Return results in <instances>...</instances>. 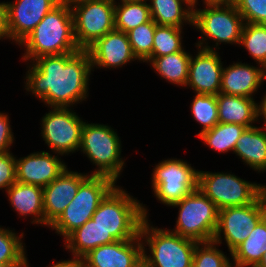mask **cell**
Here are the masks:
<instances>
[{
    "label": "cell",
    "instance_id": "d6a6232c",
    "mask_svg": "<svg viewBox=\"0 0 266 267\" xmlns=\"http://www.w3.org/2000/svg\"><path fill=\"white\" fill-rule=\"evenodd\" d=\"M182 30L174 26L157 25L154 32L152 57H162L182 51Z\"/></svg>",
    "mask_w": 266,
    "mask_h": 267
},
{
    "label": "cell",
    "instance_id": "836d02e7",
    "mask_svg": "<svg viewBox=\"0 0 266 267\" xmlns=\"http://www.w3.org/2000/svg\"><path fill=\"white\" fill-rule=\"evenodd\" d=\"M156 23L153 20L140 24L126 34L132 52L138 61L147 62L152 57V47Z\"/></svg>",
    "mask_w": 266,
    "mask_h": 267
},
{
    "label": "cell",
    "instance_id": "4316f807",
    "mask_svg": "<svg viewBox=\"0 0 266 267\" xmlns=\"http://www.w3.org/2000/svg\"><path fill=\"white\" fill-rule=\"evenodd\" d=\"M266 250V215L257 223L246 240L232 252L233 264L245 267H255Z\"/></svg>",
    "mask_w": 266,
    "mask_h": 267
},
{
    "label": "cell",
    "instance_id": "ac0fdd59",
    "mask_svg": "<svg viewBox=\"0 0 266 267\" xmlns=\"http://www.w3.org/2000/svg\"><path fill=\"white\" fill-rule=\"evenodd\" d=\"M89 267H138L143 263V246L140 236L104 244L83 256Z\"/></svg>",
    "mask_w": 266,
    "mask_h": 267
},
{
    "label": "cell",
    "instance_id": "603a6c76",
    "mask_svg": "<svg viewBox=\"0 0 266 267\" xmlns=\"http://www.w3.org/2000/svg\"><path fill=\"white\" fill-rule=\"evenodd\" d=\"M245 165L258 173L266 171V132L261 127L245 128L233 151Z\"/></svg>",
    "mask_w": 266,
    "mask_h": 267
},
{
    "label": "cell",
    "instance_id": "7c38bea8",
    "mask_svg": "<svg viewBox=\"0 0 266 267\" xmlns=\"http://www.w3.org/2000/svg\"><path fill=\"white\" fill-rule=\"evenodd\" d=\"M41 119V136L55 154L79 151L84 122L70 107H50Z\"/></svg>",
    "mask_w": 266,
    "mask_h": 267
},
{
    "label": "cell",
    "instance_id": "b9f144b4",
    "mask_svg": "<svg viewBox=\"0 0 266 267\" xmlns=\"http://www.w3.org/2000/svg\"><path fill=\"white\" fill-rule=\"evenodd\" d=\"M203 1V5L205 4H232L235 3L236 0H202ZM198 5V0H196L193 3V6Z\"/></svg>",
    "mask_w": 266,
    "mask_h": 267
},
{
    "label": "cell",
    "instance_id": "7a4b0ae2",
    "mask_svg": "<svg viewBox=\"0 0 266 267\" xmlns=\"http://www.w3.org/2000/svg\"><path fill=\"white\" fill-rule=\"evenodd\" d=\"M19 46L25 48L22 60L27 62V65L44 55L80 51L74 37L71 7L59 3L45 15Z\"/></svg>",
    "mask_w": 266,
    "mask_h": 267
},
{
    "label": "cell",
    "instance_id": "74e56055",
    "mask_svg": "<svg viewBox=\"0 0 266 267\" xmlns=\"http://www.w3.org/2000/svg\"><path fill=\"white\" fill-rule=\"evenodd\" d=\"M9 116L0 112V154L10 152V148L15 140L13 137Z\"/></svg>",
    "mask_w": 266,
    "mask_h": 267
},
{
    "label": "cell",
    "instance_id": "e575fe53",
    "mask_svg": "<svg viewBox=\"0 0 266 267\" xmlns=\"http://www.w3.org/2000/svg\"><path fill=\"white\" fill-rule=\"evenodd\" d=\"M214 241L196 244L192 267H229L232 261L217 247Z\"/></svg>",
    "mask_w": 266,
    "mask_h": 267
},
{
    "label": "cell",
    "instance_id": "e0dca14e",
    "mask_svg": "<svg viewBox=\"0 0 266 267\" xmlns=\"http://www.w3.org/2000/svg\"><path fill=\"white\" fill-rule=\"evenodd\" d=\"M68 168L54 181L43 188L45 226L50 227L76 196L80 184L89 176Z\"/></svg>",
    "mask_w": 266,
    "mask_h": 267
},
{
    "label": "cell",
    "instance_id": "cb8c5ba5",
    "mask_svg": "<svg viewBox=\"0 0 266 267\" xmlns=\"http://www.w3.org/2000/svg\"><path fill=\"white\" fill-rule=\"evenodd\" d=\"M149 2L152 20L157 25L183 28L187 23L193 26L194 6L189 0H150Z\"/></svg>",
    "mask_w": 266,
    "mask_h": 267
},
{
    "label": "cell",
    "instance_id": "4fadbf2b",
    "mask_svg": "<svg viewBox=\"0 0 266 267\" xmlns=\"http://www.w3.org/2000/svg\"><path fill=\"white\" fill-rule=\"evenodd\" d=\"M265 215L266 204L262 196L245 206L222 208L219 210L218 226L213 241L220 245L224 239L231 255Z\"/></svg>",
    "mask_w": 266,
    "mask_h": 267
},
{
    "label": "cell",
    "instance_id": "2e32d148",
    "mask_svg": "<svg viewBox=\"0 0 266 267\" xmlns=\"http://www.w3.org/2000/svg\"><path fill=\"white\" fill-rule=\"evenodd\" d=\"M58 155L37 151L16 158V181L46 187L67 169L66 163Z\"/></svg>",
    "mask_w": 266,
    "mask_h": 267
},
{
    "label": "cell",
    "instance_id": "d6986e66",
    "mask_svg": "<svg viewBox=\"0 0 266 267\" xmlns=\"http://www.w3.org/2000/svg\"><path fill=\"white\" fill-rule=\"evenodd\" d=\"M87 51L90 54L92 71L93 68H121L137 60L127 34L116 29L98 39Z\"/></svg>",
    "mask_w": 266,
    "mask_h": 267
},
{
    "label": "cell",
    "instance_id": "277c9868",
    "mask_svg": "<svg viewBox=\"0 0 266 267\" xmlns=\"http://www.w3.org/2000/svg\"><path fill=\"white\" fill-rule=\"evenodd\" d=\"M148 219H143L139 232L143 246V263L147 267H192L198 242L184 238L171 229L153 227ZM147 246L151 254L147 253Z\"/></svg>",
    "mask_w": 266,
    "mask_h": 267
},
{
    "label": "cell",
    "instance_id": "f6af8a7d",
    "mask_svg": "<svg viewBox=\"0 0 266 267\" xmlns=\"http://www.w3.org/2000/svg\"><path fill=\"white\" fill-rule=\"evenodd\" d=\"M0 267H27V264H0Z\"/></svg>",
    "mask_w": 266,
    "mask_h": 267
},
{
    "label": "cell",
    "instance_id": "c3c4849f",
    "mask_svg": "<svg viewBox=\"0 0 266 267\" xmlns=\"http://www.w3.org/2000/svg\"><path fill=\"white\" fill-rule=\"evenodd\" d=\"M261 25L266 27V19L261 23Z\"/></svg>",
    "mask_w": 266,
    "mask_h": 267
},
{
    "label": "cell",
    "instance_id": "9c48e42d",
    "mask_svg": "<svg viewBox=\"0 0 266 267\" xmlns=\"http://www.w3.org/2000/svg\"><path fill=\"white\" fill-rule=\"evenodd\" d=\"M198 171V189L220 210L245 206L261 196V184L243 180L235 174Z\"/></svg>",
    "mask_w": 266,
    "mask_h": 267
},
{
    "label": "cell",
    "instance_id": "8992f818",
    "mask_svg": "<svg viewBox=\"0 0 266 267\" xmlns=\"http://www.w3.org/2000/svg\"><path fill=\"white\" fill-rule=\"evenodd\" d=\"M244 21L234 3L205 4L204 9L193 8V26L201 32L196 47L216 51L221 44L235 45L240 42ZM215 45L209 46L207 40ZM216 46V47H215Z\"/></svg>",
    "mask_w": 266,
    "mask_h": 267
},
{
    "label": "cell",
    "instance_id": "44dd1931",
    "mask_svg": "<svg viewBox=\"0 0 266 267\" xmlns=\"http://www.w3.org/2000/svg\"><path fill=\"white\" fill-rule=\"evenodd\" d=\"M12 208L19 216L31 217V224L45 226L43 210V188L36 185L15 182L6 191Z\"/></svg>",
    "mask_w": 266,
    "mask_h": 267
},
{
    "label": "cell",
    "instance_id": "9a60e30c",
    "mask_svg": "<svg viewBox=\"0 0 266 267\" xmlns=\"http://www.w3.org/2000/svg\"><path fill=\"white\" fill-rule=\"evenodd\" d=\"M198 52L189 63L188 80L185 87H190L196 94L218 95L221 88L223 62L218 50L196 47Z\"/></svg>",
    "mask_w": 266,
    "mask_h": 267
},
{
    "label": "cell",
    "instance_id": "83f0119b",
    "mask_svg": "<svg viewBox=\"0 0 266 267\" xmlns=\"http://www.w3.org/2000/svg\"><path fill=\"white\" fill-rule=\"evenodd\" d=\"M148 0H115V29L127 33L135 27L152 20ZM118 3V5H117Z\"/></svg>",
    "mask_w": 266,
    "mask_h": 267
},
{
    "label": "cell",
    "instance_id": "5bb4252c",
    "mask_svg": "<svg viewBox=\"0 0 266 267\" xmlns=\"http://www.w3.org/2000/svg\"><path fill=\"white\" fill-rule=\"evenodd\" d=\"M59 4L58 0H15L4 2L9 40L19 45L39 22Z\"/></svg>",
    "mask_w": 266,
    "mask_h": 267
},
{
    "label": "cell",
    "instance_id": "ab89813d",
    "mask_svg": "<svg viewBox=\"0 0 266 267\" xmlns=\"http://www.w3.org/2000/svg\"><path fill=\"white\" fill-rule=\"evenodd\" d=\"M9 39L6 31L5 6L0 2V40Z\"/></svg>",
    "mask_w": 266,
    "mask_h": 267
},
{
    "label": "cell",
    "instance_id": "7dc6e473",
    "mask_svg": "<svg viewBox=\"0 0 266 267\" xmlns=\"http://www.w3.org/2000/svg\"><path fill=\"white\" fill-rule=\"evenodd\" d=\"M229 267H245V266H238L232 263Z\"/></svg>",
    "mask_w": 266,
    "mask_h": 267
},
{
    "label": "cell",
    "instance_id": "f907efd6",
    "mask_svg": "<svg viewBox=\"0 0 266 267\" xmlns=\"http://www.w3.org/2000/svg\"><path fill=\"white\" fill-rule=\"evenodd\" d=\"M265 81H266V67L264 68Z\"/></svg>",
    "mask_w": 266,
    "mask_h": 267
},
{
    "label": "cell",
    "instance_id": "ba28073f",
    "mask_svg": "<svg viewBox=\"0 0 266 267\" xmlns=\"http://www.w3.org/2000/svg\"><path fill=\"white\" fill-rule=\"evenodd\" d=\"M171 206L179 207L176 227L172 232L198 243L213 241L219 209L202 191L197 188Z\"/></svg>",
    "mask_w": 266,
    "mask_h": 267
},
{
    "label": "cell",
    "instance_id": "30bf717a",
    "mask_svg": "<svg viewBox=\"0 0 266 267\" xmlns=\"http://www.w3.org/2000/svg\"><path fill=\"white\" fill-rule=\"evenodd\" d=\"M152 171L154 196L168 207L198 188L199 170L183 159H165L156 164Z\"/></svg>",
    "mask_w": 266,
    "mask_h": 267
},
{
    "label": "cell",
    "instance_id": "f1b7e54d",
    "mask_svg": "<svg viewBox=\"0 0 266 267\" xmlns=\"http://www.w3.org/2000/svg\"><path fill=\"white\" fill-rule=\"evenodd\" d=\"M245 126L234 123H218L211 130L201 133L200 138L205 145L215 152L227 153L234 151L237 140L245 130Z\"/></svg>",
    "mask_w": 266,
    "mask_h": 267
},
{
    "label": "cell",
    "instance_id": "681fc988",
    "mask_svg": "<svg viewBox=\"0 0 266 267\" xmlns=\"http://www.w3.org/2000/svg\"><path fill=\"white\" fill-rule=\"evenodd\" d=\"M138 267H147V266L144 263H142Z\"/></svg>",
    "mask_w": 266,
    "mask_h": 267
},
{
    "label": "cell",
    "instance_id": "484cf974",
    "mask_svg": "<svg viewBox=\"0 0 266 267\" xmlns=\"http://www.w3.org/2000/svg\"><path fill=\"white\" fill-rule=\"evenodd\" d=\"M191 54L185 49L162 57H151L150 63L155 72L171 84L185 88L188 80Z\"/></svg>",
    "mask_w": 266,
    "mask_h": 267
},
{
    "label": "cell",
    "instance_id": "6da1fadb",
    "mask_svg": "<svg viewBox=\"0 0 266 267\" xmlns=\"http://www.w3.org/2000/svg\"><path fill=\"white\" fill-rule=\"evenodd\" d=\"M25 89L48 107H72L88 98L91 58L87 50L34 59Z\"/></svg>",
    "mask_w": 266,
    "mask_h": 267
},
{
    "label": "cell",
    "instance_id": "ee69618b",
    "mask_svg": "<svg viewBox=\"0 0 266 267\" xmlns=\"http://www.w3.org/2000/svg\"><path fill=\"white\" fill-rule=\"evenodd\" d=\"M255 267H266V250L263 253L260 262Z\"/></svg>",
    "mask_w": 266,
    "mask_h": 267
},
{
    "label": "cell",
    "instance_id": "1f68e13d",
    "mask_svg": "<svg viewBox=\"0 0 266 267\" xmlns=\"http://www.w3.org/2000/svg\"><path fill=\"white\" fill-rule=\"evenodd\" d=\"M190 110L194 120L203 126L197 136L219 123L217 95L195 94Z\"/></svg>",
    "mask_w": 266,
    "mask_h": 267
},
{
    "label": "cell",
    "instance_id": "4dcf8cb0",
    "mask_svg": "<svg viewBox=\"0 0 266 267\" xmlns=\"http://www.w3.org/2000/svg\"><path fill=\"white\" fill-rule=\"evenodd\" d=\"M9 228L0 227V264H27L25 244L22 242L24 233L17 235Z\"/></svg>",
    "mask_w": 266,
    "mask_h": 267
},
{
    "label": "cell",
    "instance_id": "3957f363",
    "mask_svg": "<svg viewBox=\"0 0 266 267\" xmlns=\"http://www.w3.org/2000/svg\"><path fill=\"white\" fill-rule=\"evenodd\" d=\"M137 198L120 186H115L101 201L92 219L116 241L135 239L148 210Z\"/></svg>",
    "mask_w": 266,
    "mask_h": 267
},
{
    "label": "cell",
    "instance_id": "7402d4cb",
    "mask_svg": "<svg viewBox=\"0 0 266 267\" xmlns=\"http://www.w3.org/2000/svg\"><path fill=\"white\" fill-rule=\"evenodd\" d=\"M218 118L220 123H234L245 126H254L259 120V102L254 98L227 95H217Z\"/></svg>",
    "mask_w": 266,
    "mask_h": 267
},
{
    "label": "cell",
    "instance_id": "5b68a950",
    "mask_svg": "<svg viewBox=\"0 0 266 267\" xmlns=\"http://www.w3.org/2000/svg\"><path fill=\"white\" fill-rule=\"evenodd\" d=\"M121 145L117 132L111 126L84 122L79 151L97 166L90 175L108 176L117 182L125 165Z\"/></svg>",
    "mask_w": 266,
    "mask_h": 267
},
{
    "label": "cell",
    "instance_id": "816d5d0a",
    "mask_svg": "<svg viewBox=\"0 0 266 267\" xmlns=\"http://www.w3.org/2000/svg\"><path fill=\"white\" fill-rule=\"evenodd\" d=\"M82 267H89L86 263Z\"/></svg>",
    "mask_w": 266,
    "mask_h": 267
},
{
    "label": "cell",
    "instance_id": "8fae6325",
    "mask_svg": "<svg viewBox=\"0 0 266 267\" xmlns=\"http://www.w3.org/2000/svg\"><path fill=\"white\" fill-rule=\"evenodd\" d=\"M71 7L74 37L80 50L115 29V0H86Z\"/></svg>",
    "mask_w": 266,
    "mask_h": 267
},
{
    "label": "cell",
    "instance_id": "f546056e",
    "mask_svg": "<svg viewBox=\"0 0 266 267\" xmlns=\"http://www.w3.org/2000/svg\"><path fill=\"white\" fill-rule=\"evenodd\" d=\"M248 51L253 60L266 67V27L261 24L244 23L239 46Z\"/></svg>",
    "mask_w": 266,
    "mask_h": 267
},
{
    "label": "cell",
    "instance_id": "7bdbcfd3",
    "mask_svg": "<svg viewBox=\"0 0 266 267\" xmlns=\"http://www.w3.org/2000/svg\"><path fill=\"white\" fill-rule=\"evenodd\" d=\"M58 1H59V3L66 4L68 6H72L76 3L86 1V0H58Z\"/></svg>",
    "mask_w": 266,
    "mask_h": 267
},
{
    "label": "cell",
    "instance_id": "ffe728a7",
    "mask_svg": "<svg viewBox=\"0 0 266 267\" xmlns=\"http://www.w3.org/2000/svg\"><path fill=\"white\" fill-rule=\"evenodd\" d=\"M257 66V67H256ZM234 62L223 67L220 92L227 95L254 98L265 81L264 67Z\"/></svg>",
    "mask_w": 266,
    "mask_h": 267
},
{
    "label": "cell",
    "instance_id": "52a82bcc",
    "mask_svg": "<svg viewBox=\"0 0 266 267\" xmlns=\"http://www.w3.org/2000/svg\"><path fill=\"white\" fill-rule=\"evenodd\" d=\"M117 182L104 175H89L79 186L73 200L59 218L49 227L64 240L77 228L90 220L106 195Z\"/></svg>",
    "mask_w": 266,
    "mask_h": 267
},
{
    "label": "cell",
    "instance_id": "d4e9b609",
    "mask_svg": "<svg viewBox=\"0 0 266 267\" xmlns=\"http://www.w3.org/2000/svg\"><path fill=\"white\" fill-rule=\"evenodd\" d=\"M114 242L116 240L107 235L91 218L64 240V246L72 252V256H84L92 249Z\"/></svg>",
    "mask_w": 266,
    "mask_h": 267
},
{
    "label": "cell",
    "instance_id": "d590c367",
    "mask_svg": "<svg viewBox=\"0 0 266 267\" xmlns=\"http://www.w3.org/2000/svg\"><path fill=\"white\" fill-rule=\"evenodd\" d=\"M234 4L244 23L261 24L266 19V0H236Z\"/></svg>",
    "mask_w": 266,
    "mask_h": 267
},
{
    "label": "cell",
    "instance_id": "8d00e7d4",
    "mask_svg": "<svg viewBox=\"0 0 266 267\" xmlns=\"http://www.w3.org/2000/svg\"><path fill=\"white\" fill-rule=\"evenodd\" d=\"M13 153L0 154V189L7 190L16 182V157Z\"/></svg>",
    "mask_w": 266,
    "mask_h": 267
},
{
    "label": "cell",
    "instance_id": "bcb514c9",
    "mask_svg": "<svg viewBox=\"0 0 266 267\" xmlns=\"http://www.w3.org/2000/svg\"><path fill=\"white\" fill-rule=\"evenodd\" d=\"M261 196L266 204V185L261 184Z\"/></svg>",
    "mask_w": 266,
    "mask_h": 267
},
{
    "label": "cell",
    "instance_id": "f35d334b",
    "mask_svg": "<svg viewBox=\"0 0 266 267\" xmlns=\"http://www.w3.org/2000/svg\"><path fill=\"white\" fill-rule=\"evenodd\" d=\"M72 259L61 260L54 264L55 260H53V264L49 267H82L85 264V260L83 256H72Z\"/></svg>",
    "mask_w": 266,
    "mask_h": 267
},
{
    "label": "cell",
    "instance_id": "60d3db41",
    "mask_svg": "<svg viewBox=\"0 0 266 267\" xmlns=\"http://www.w3.org/2000/svg\"><path fill=\"white\" fill-rule=\"evenodd\" d=\"M259 120L260 118L263 119V126L261 127L262 129H264V131L266 132V93L263 96V98L261 97V101L259 103Z\"/></svg>",
    "mask_w": 266,
    "mask_h": 267
}]
</instances>
